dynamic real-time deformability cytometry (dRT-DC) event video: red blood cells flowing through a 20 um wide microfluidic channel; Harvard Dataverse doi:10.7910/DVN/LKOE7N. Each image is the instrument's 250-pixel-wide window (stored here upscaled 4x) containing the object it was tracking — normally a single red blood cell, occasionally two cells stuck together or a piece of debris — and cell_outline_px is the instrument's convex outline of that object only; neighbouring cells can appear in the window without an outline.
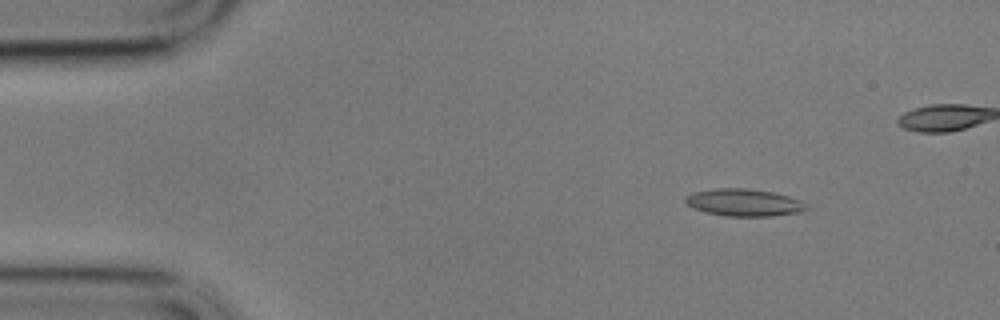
{"species": "common noctule bat (a hibernating species)", "species_latin": "Nyctalus noctula", "temperature_condition": "cold", "stored_images_in_passage": 51, "camera_frame_rate_fps": 3000, "um_per_image_px": 0.085, "animal": {"sex": "male", "body_mass_g": 17.9}, "frame": {"image": 1, "passage_image": 7, "time_ms": 2.0, "image_size_px": [1000, 320], "cell_outline_px": [[812, 208], [800, 212], [772, 216], [724, 216], [704, 212], [692, 208], [684, 200], [692, 192], [716, 188], [748, 188], [772, 192], [788, 196], [800, 200]], "centroid_in_image_um": [63.26, 17.22], "position_along_channel_um": 21.7, "area_um2": 19.36}}
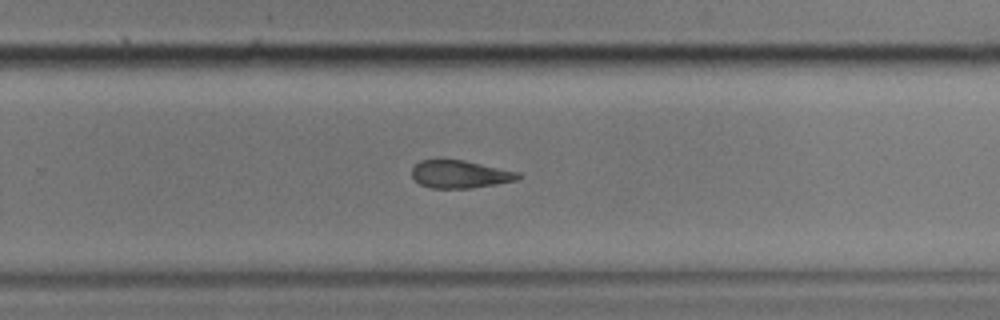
{"frame": {"image": 2, "passage_image": 37, "time_ms": 12.0, "image_size_px": [1000, 320], "cell_outline_px": [[524, 176], [516, 180], [496, 184], [472, 188], [432, 188], [420, 184], [412, 176], [412, 168], [420, 160], [464, 160], [520, 172]], "centroid_in_image_um": [39.14, 14.81], "position_along_channel_um": 290.7, "area_um2": 17.17}}
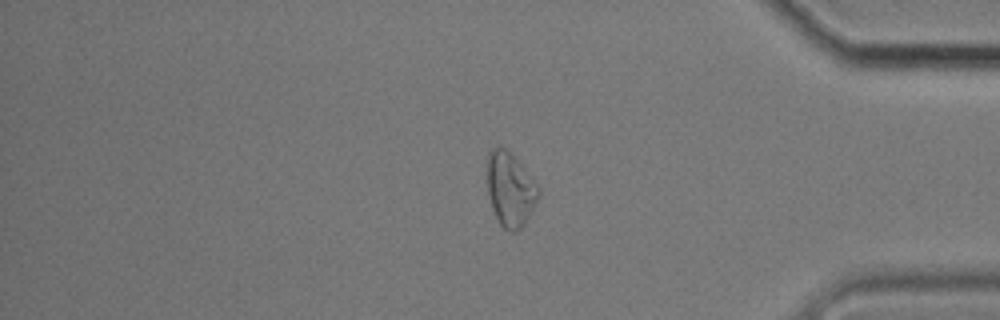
{"frame": {"image": 3, "passage_image": 48, "time_ms": 15.667, "image_size_px": [1000, 320], "cell_outline_px": [[540, 196], [524, 224], [516, 232], [512, 232], [504, 228], [500, 224], [492, 208], [488, 196], [488, 152], [496, 144], [504, 148], [520, 164], [540, 188]], "centroid_in_image_um": [43.37, 16.11], "position_along_channel_um": 391.8, "area_um2": 21.85}}